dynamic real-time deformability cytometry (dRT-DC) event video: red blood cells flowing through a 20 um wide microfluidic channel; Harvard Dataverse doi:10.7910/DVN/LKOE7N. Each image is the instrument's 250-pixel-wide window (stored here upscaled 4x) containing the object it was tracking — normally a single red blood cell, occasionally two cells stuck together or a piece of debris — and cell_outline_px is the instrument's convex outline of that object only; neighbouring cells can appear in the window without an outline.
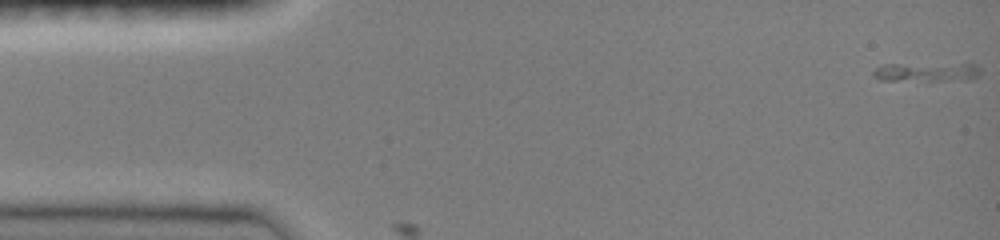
{"species": "common noctule bat (a hibernating species)", "species_latin": "Nyctalus noctula", "temperature_condition": "room temperature", "stored_images_in_passage": 3, "camera_frame_rate_fps": 3000, "um_per_image_px": 0.085, "animal": {"sex": "female", "body_mass_g": 19.0, "forearm_length_mm": 51.5}, "frame": {"image": 1, "passage_image": 1, "time_ms": 0.0, "image_size_px": [1000, 240], "cell_outline_px": [[980, 76], [968, 80], [880, 80], [872, 76], [872, 72], [876, 68], [884, 64], [976, 64], [980, 68]], "centroid_in_image_um": [78.77, 6.12], "position_along_channel_um": 6.2, "area_um2": 11.85}}